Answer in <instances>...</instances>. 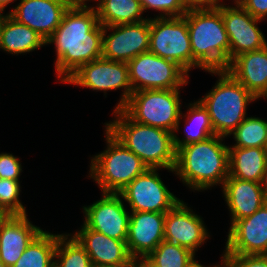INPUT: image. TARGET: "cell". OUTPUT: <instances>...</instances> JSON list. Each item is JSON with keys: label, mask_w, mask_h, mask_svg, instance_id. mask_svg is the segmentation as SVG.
Instances as JSON below:
<instances>
[{"label": "cell", "mask_w": 267, "mask_h": 267, "mask_svg": "<svg viewBox=\"0 0 267 267\" xmlns=\"http://www.w3.org/2000/svg\"><path fill=\"white\" fill-rule=\"evenodd\" d=\"M103 26L95 7L68 8L60 25L46 40L54 43L56 75L65 82L82 65L102 57Z\"/></svg>", "instance_id": "obj_1"}, {"label": "cell", "mask_w": 267, "mask_h": 267, "mask_svg": "<svg viewBox=\"0 0 267 267\" xmlns=\"http://www.w3.org/2000/svg\"><path fill=\"white\" fill-rule=\"evenodd\" d=\"M225 137L213 135L208 139L181 146L176 150L173 169L176 175L192 190H206L221 184L229 176V146Z\"/></svg>", "instance_id": "obj_2"}, {"label": "cell", "mask_w": 267, "mask_h": 267, "mask_svg": "<svg viewBox=\"0 0 267 267\" xmlns=\"http://www.w3.org/2000/svg\"><path fill=\"white\" fill-rule=\"evenodd\" d=\"M115 119L105 128L126 148L138 156L147 168L173 172L176 149L173 133L133 121L122 109H115Z\"/></svg>", "instance_id": "obj_3"}, {"label": "cell", "mask_w": 267, "mask_h": 267, "mask_svg": "<svg viewBox=\"0 0 267 267\" xmlns=\"http://www.w3.org/2000/svg\"><path fill=\"white\" fill-rule=\"evenodd\" d=\"M184 18L190 35L192 68L226 70L230 44L221 8L189 10Z\"/></svg>", "instance_id": "obj_4"}, {"label": "cell", "mask_w": 267, "mask_h": 267, "mask_svg": "<svg viewBox=\"0 0 267 267\" xmlns=\"http://www.w3.org/2000/svg\"><path fill=\"white\" fill-rule=\"evenodd\" d=\"M219 76L215 86L199 101L208 110L216 135L227 137L247 117V106L257 99L227 70L207 71Z\"/></svg>", "instance_id": "obj_5"}, {"label": "cell", "mask_w": 267, "mask_h": 267, "mask_svg": "<svg viewBox=\"0 0 267 267\" xmlns=\"http://www.w3.org/2000/svg\"><path fill=\"white\" fill-rule=\"evenodd\" d=\"M105 132L107 148L91 159L89 174L103 193H120L148 168L107 129Z\"/></svg>", "instance_id": "obj_6"}, {"label": "cell", "mask_w": 267, "mask_h": 267, "mask_svg": "<svg viewBox=\"0 0 267 267\" xmlns=\"http://www.w3.org/2000/svg\"><path fill=\"white\" fill-rule=\"evenodd\" d=\"M179 89H152L133 92L121 108L133 121L175 133L181 113Z\"/></svg>", "instance_id": "obj_7"}, {"label": "cell", "mask_w": 267, "mask_h": 267, "mask_svg": "<svg viewBox=\"0 0 267 267\" xmlns=\"http://www.w3.org/2000/svg\"><path fill=\"white\" fill-rule=\"evenodd\" d=\"M149 51L175 62L188 74L192 69V49L184 16L151 18Z\"/></svg>", "instance_id": "obj_8"}, {"label": "cell", "mask_w": 267, "mask_h": 267, "mask_svg": "<svg viewBox=\"0 0 267 267\" xmlns=\"http://www.w3.org/2000/svg\"><path fill=\"white\" fill-rule=\"evenodd\" d=\"M133 92L152 89H180L188 83L187 74L175 62L147 51L128 62Z\"/></svg>", "instance_id": "obj_9"}, {"label": "cell", "mask_w": 267, "mask_h": 267, "mask_svg": "<svg viewBox=\"0 0 267 267\" xmlns=\"http://www.w3.org/2000/svg\"><path fill=\"white\" fill-rule=\"evenodd\" d=\"M64 83L104 91V93L108 90L124 88L116 110L121 109L133 93L129 81L128 63L103 57L82 65Z\"/></svg>", "instance_id": "obj_10"}, {"label": "cell", "mask_w": 267, "mask_h": 267, "mask_svg": "<svg viewBox=\"0 0 267 267\" xmlns=\"http://www.w3.org/2000/svg\"><path fill=\"white\" fill-rule=\"evenodd\" d=\"M157 171V168H148L119 193L129 203L131 212L166 214L180 201L167 189Z\"/></svg>", "instance_id": "obj_11"}, {"label": "cell", "mask_w": 267, "mask_h": 267, "mask_svg": "<svg viewBox=\"0 0 267 267\" xmlns=\"http://www.w3.org/2000/svg\"><path fill=\"white\" fill-rule=\"evenodd\" d=\"M113 30L111 34H107ZM150 48V18L139 23L103 26L102 57L128 63Z\"/></svg>", "instance_id": "obj_12"}, {"label": "cell", "mask_w": 267, "mask_h": 267, "mask_svg": "<svg viewBox=\"0 0 267 267\" xmlns=\"http://www.w3.org/2000/svg\"><path fill=\"white\" fill-rule=\"evenodd\" d=\"M84 225L116 240L127 241L130 212L119 193H103L92 205L83 207Z\"/></svg>", "instance_id": "obj_13"}, {"label": "cell", "mask_w": 267, "mask_h": 267, "mask_svg": "<svg viewBox=\"0 0 267 267\" xmlns=\"http://www.w3.org/2000/svg\"><path fill=\"white\" fill-rule=\"evenodd\" d=\"M224 255H267V202L229 229Z\"/></svg>", "instance_id": "obj_14"}, {"label": "cell", "mask_w": 267, "mask_h": 267, "mask_svg": "<svg viewBox=\"0 0 267 267\" xmlns=\"http://www.w3.org/2000/svg\"><path fill=\"white\" fill-rule=\"evenodd\" d=\"M221 14L229 39V64L238 55L267 46L264 34L254 18L242 6H223Z\"/></svg>", "instance_id": "obj_15"}, {"label": "cell", "mask_w": 267, "mask_h": 267, "mask_svg": "<svg viewBox=\"0 0 267 267\" xmlns=\"http://www.w3.org/2000/svg\"><path fill=\"white\" fill-rule=\"evenodd\" d=\"M189 208L180 200L166 213L164 241L186 247L195 253L210 236L202 218Z\"/></svg>", "instance_id": "obj_16"}, {"label": "cell", "mask_w": 267, "mask_h": 267, "mask_svg": "<svg viewBox=\"0 0 267 267\" xmlns=\"http://www.w3.org/2000/svg\"><path fill=\"white\" fill-rule=\"evenodd\" d=\"M165 216L158 212L130 213L126 246L133 259L147 257L164 241Z\"/></svg>", "instance_id": "obj_17"}, {"label": "cell", "mask_w": 267, "mask_h": 267, "mask_svg": "<svg viewBox=\"0 0 267 267\" xmlns=\"http://www.w3.org/2000/svg\"><path fill=\"white\" fill-rule=\"evenodd\" d=\"M67 9L58 0H21L8 14L47 40L60 25Z\"/></svg>", "instance_id": "obj_18"}, {"label": "cell", "mask_w": 267, "mask_h": 267, "mask_svg": "<svg viewBox=\"0 0 267 267\" xmlns=\"http://www.w3.org/2000/svg\"><path fill=\"white\" fill-rule=\"evenodd\" d=\"M72 236L88 253L93 266L125 265L133 259L127 250L126 241L108 237L84 224Z\"/></svg>", "instance_id": "obj_19"}, {"label": "cell", "mask_w": 267, "mask_h": 267, "mask_svg": "<svg viewBox=\"0 0 267 267\" xmlns=\"http://www.w3.org/2000/svg\"><path fill=\"white\" fill-rule=\"evenodd\" d=\"M41 231L26 214L7 215L0 224V260L12 267Z\"/></svg>", "instance_id": "obj_20"}, {"label": "cell", "mask_w": 267, "mask_h": 267, "mask_svg": "<svg viewBox=\"0 0 267 267\" xmlns=\"http://www.w3.org/2000/svg\"><path fill=\"white\" fill-rule=\"evenodd\" d=\"M223 197L231 212V225L253 215L267 202L264 183L240 180L228 176L223 183Z\"/></svg>", "instance_id": "obj_21"}, {"label": "cell", "mask_w": 267, "mask_h": 267, "mask_svg": "<svg viewBox=\"0 0 267 267\" xmlns=\"http://www.w3.org/2000/svg\"><path fill=\"white\" fill-rule=\"evenodd\" d=\"M226 70L257 99L267 87V46L236 56Z\"/></svg>", "instance_id": "obj_22"}, {"label": "cell", "mask_w": 267, "mask_h": 267, "mask_svg": "<svg viewBox=\"0 0 267 267\" xmlns=\"http://www.w3.org/2000/svg\"><path fill=\"white\" fill-rule=\"evenodd\" d=\"M267 154L264 148H229V176L264 183Z\"/></svg>", "instance_id": "obj_23"}, {"label": "cell", "mask_w": 267, "mask_h": 267, "mask_svg": "<svg viewBox=\"0 0 267 267\" xmlns=\"http://www.w3.org/2000/svg\"><path fill=\"white\" fill-rule=\"evenodd\" d=\"M46 44V40L28 26L17 22L9 14L3 15L0 29V49L10 54L32 52Z\"/></svg>", "instance_id": "obj_24"}, {"label": "cell", "mask_w": 267, "mask_h": 267, "mask_svg": "<svg viewBox=\"0 0 267 267\" xmlns=\"http://www.w3.org/2000/svg\"><path fill=\"white\" fill-rule=\"evenodd\" d=\"M95 8L98 21L102 26L139 23L148 18L141 15L140 0H98Z\"/></svg>", "instance_id": "obj_25"}, {"label": "cell", "mask_w": 267, "mask_h": 267, "mask_svg": "<svg viewBox=\"0 0 267 267\" xmlns=\"http://www.w3.org/2000/svg\"><path fill=\"white\" fill-rule=\"evenodd\" d=\"M60 235L42 230L12 267H54V254Z\"/></svg>", "instance_id": "obj_26"}, {"label": "cell", "mask_w": 267, "mask_h": 267, "mask_svg": "<svg viewBox=\"0 0 267 267\" xmlns=\"http://www.w3.org/2000/svg\"><path fill=\"white\" fill-rule=\"evenodd\" d=\"M186 117L185 136L180 140L175 133H173V142L175 149H179L181 146H185L191 143H196L204 141L209 137L216 135L211 121L208 110L203 106V104L198 100L194 103H189V108ZM187 131V132H186Z\"/></svg>", "instance_id": "obj_27"}, {"label": "cell", "mask_w": 267, "mask_h": 267, "mask_svg": "<svg viewBox=\"0 0 267 267\" xmlns=\"http://www.w3.org/2000/svg\"><path fill=\"white\" fill-rule=\"evenodd\" d=\"M71 234H61L54 254V267H93L88 253ZM70 238H69V237Z\"/></svg>", "instance_id": "obj_28"}, {"label": "cell", "mask_w": 267, "mask_h": 267, "mask_svg": "<svg viewBox=\"0 0 267 267\" xmlns=\"http://www.w3.org/2000/svg\"><path fill=\"white\" fill-rule=\"evenodd\" d=\"M232 134L236 144L229 148H263L267 138V121L258 117H246Z\"/></svg>", "instance_id": "obj_29"}, {"label": "cell", "mask_w": 267, "mask_h": 267, "mask_svg": "<svg viewBox=\"0 0 267 267\" xmlns=\"http://www.w3.org/2000/svg\"><path fill=\"white\" fill-rule=\"evenodd\" d=\"M147 258L157 267H188L195 253L186 247L162 241Z\"/></svg>", "instance_id": "obj_30"}, {"label": "cell", "mask_w": 267, "mask_h": 267, "mask_svg": "<svg viewBox=\"0 0 267 267\" xmlns=\"http://www.w3.org/2000/svg\"><path fill=\"white\" fill-rule=\"evenodd\" d=\"M20 181L0 178V211L7 215H25L20 195Z\"/></svg>", "instance_id": "obj_31"}, {"label": "cell", "mask_w": 267, "mask_h": 267, "mask_svg": "<svg viewBox=\"0 0 267 267\" xmlns=\"http://www.w3.org/2000/svg\"><path fill=\"white\" fill-rule=\"evenodd\" d=\"M149 8L160 11V16L157 17L161 18L181 17L187 12L184 0H145V11Z\"/></svg>", "instance_id": "obj_32"}, {"label": "cell", "mask_w": 267, "mask_h": 267, "mask_svg": "<svg viewBox=\"0 0 267 267\" xmlns=\"http://www.w3.org/2000/svg\"><path fill=\"white\" fill-rule=\"evenodd\" d=\"M22 172L18 157L9 153L0 154V178L19 181Z\"/></svg>", "instance_id": "obj_33"}, {"label": "cell", "mask_w": 267, "mask_h": 267, "mask_svg": "<svg viewBox=\"0 0 267 267\" xmlns=\"http://www.w3.org/2000/svg\"><path fill=\"white\" fill-rule=\"evenodd\" d=\"M229 267H267V255H224Z\"/></svg>", "instance_id": "obj_34"}, {"label": "cell", "mask_w": 267, "mask_h": 267, "mask_svg": "<svg viewBox=\"0 0 267 267\" xmlns=\"http://www.w3.org/2000/svg\"><path fill=\"white\" fill-rule=\"evenodd\" d=\"M236 6H242L254 18L263 20L267 17V0H234Z\"/></svg>", "instance_id": "obj_35"}, {"label": "cell", "mask_w": 267, "mask_h": 267, "mask_svg": "<svg viewBox=\"0 0 267 267\" xmlns=\"http://www.w3.org/2000/svg\"><path fill=\"white\" fill-rule=\"evenodd\" d=\"M187 11L218 9V0H184Z\"/></svg>", "instance_id": "obj_36"}, {"label": "cell", "mask_w": 267, "mask_h": 267, "mask_svg": "<svg viewBox=\"0 0 267 267\" xmlns=\"http://www.w3.org/2000/svg\"><path fill=\"white\" fill-rule=\"evenodd\" d=\"M61 3L65 4L68 8H72V7H85L87 6V1L90 0H58Z\"/></svg>", "instance_id": "obj_37"}, {"label": "cell", "mask_w": 267, "mask_h": 267, "mask_svg": "<svg viewBox=\"0 0 267 267\" xmlns=\"http://www.w3.org/2000/svg\"><path fill=\"white\" fill-rule=\"evenodd\" d=\"M139 267H157L147 257H142L136 260Z\"/></svg>", "instance_id": "obj_38"}, {"label": "cell", "mask_w": 267, "mask_h": 267, "mask_svg": "<svg viewBox=\"0 0 267 267\" xmlns=\"http://www.w3.org/2000/svg\"><path fill=\"white\" fill-rule=\"evenodd\" d=\"M221 263H222L221 265H215L213 267H222L226 263V259H225L224 255L222 256V262ZM188 267H205V266L201 265L196 260H194L191 262V264Z\"/></svg>", "instance_id": "obj_39"}, {"label": "cell", "mask_w": 267, "mask_h": 267, "mask_svg": "<svg viewBox=\"0 0 267 267\" xmlns=\"http://www.w3.org/2000/svg\"><path fill=\"white\" fill-rule=\"evenodd\" d=\"M137 262L135 259H132L128 264L125 265H113V266H93V267H136Z\"/></svg>", "instance_id": "obj_40"}, {"label": "cell", "mask_w": 267, "mask_h": 267, "mask_svg": "<svg viewBox=\"0 0 267 267\" xmlns=\"http://www.w3.org/2000/svg\"><path fill=\"white\" fill-rule=\"evenodd\" d=\"M15 0H0V13H2L9 3L14 2Z\"/></svg>", "instance_id": "obj_41"}, {"label": "cell", "mask_w": 267, "mask_h": 267, "mask_svg": "<svg viewBox=\"0 0 267 267\" xmlns=\"http://www.w3.org/2000/svg\"><path fill=\"white\" fill-rule=\"evenodd\" d=\"M262 97L267 98V87L264 89V91L260 94V96L257 99Z\"/></svg>", "instance_id": "obj_42"}, {"label": "cell", "mask_w": 267, "mask_h": 267, "mask_svg": "<svg viewBox=\"0 0 267 267\" xmlns=\"http://www.w3.org/2000/svg\"><path fill=\"white\" fill-rule=\"evenodd\" d=\"M6 216H7L6 213L0 211V224H1V222L3 221V219H4Z\"/></svg>", "instance_id": "obj_43"}, {"label": "cell", "mask_w": 267, "mask_h": 267, "mask_svg": "<svg viewBox=\"0 0 267 267\" xmlns=\"http://www.w3.org/2000/svg\"><path fill=\"white\" fill-rule=\"evenodd\" d=\"M143 12H145V0H140Z\"/></svg>", "instance_id": "obj_44"}, {"label": "cell", "mask_w": 267, "mask_h": 267, "mask_svg": "<svg viewBox=\"0 0 267 267\" xmlns=\"http://www.w3.org/2000/svg\"><path fill=\"white\" fill-rule=\"evenodd\" d=\"M264 188H265L266 193H267V171H266V177H265V181H264Z\"/></svg>", "instance_id": "obj_45"}, {"label": "cell", "mask_w": 267, "mask_h": 267, "mask_svg": "<svg viewBox=\"0 0 267 267\" xmlns=\"http://www.w3.org/2000/svg\"><path fill=\"white\" fill-rule=\"evenodd\" d=\"M264 151L266 152V154H267V138H266V141H265V144H264Z\"/></svg>", "instance_id": "obj_46"}, {"label": "cell", "mask_w": 267, "mask_h": 267, "mask_svg": "<svg viewBox=\"0 0 267 267\" xmlns=\"http://www.w3.org/2000/svg\"><path fill=\"white\" fill-rule=\"evenodd\" d=\"M2 20H3V13H0V29H1V25H2Z\"/></svg>", "instance_id": "obj_47"}, {"label": "cell", "mask_w": 267, "mask_h": 267, "mask_svg": "<svg viewBox=\"0 0 267 267\" xmlns=\"http://www.w3.org/2000/svg\"><path fill=\"white\" fill-rule=\"evenodd\" d=\"M220 2V0H218V8H221V7H223V6H226V5H224L223 3L221 4V3H219Z\"/></svg>", "instance_id": "obj_48"}, {"label": "cell", "mask_w": 267, "mask_h": 267, "mask_svg": "<svg viewBox=\"0 0 267 267\" xmlns=\"http://www.w3.org/2000/svg\"><path fill=\"white\" fill-rule=\"evenodd\" d=\"M0 267H7V266L0 260Z\"/></svg>", "instance_id": "obj_49"}, {"label": "cell", "mask_w": 267, "mask_h": 267, "mask_svg": "<svg viewBox=\"0 0 267 267\" xmlns=\"http://www.w3.org/2000/svg\"><path fill=\"white\" fill-rule=\"evenodd\" d=\"M222 267H229L226 263Z\"/></svg>", "instance_id": "obj_50"}]
</instances>
